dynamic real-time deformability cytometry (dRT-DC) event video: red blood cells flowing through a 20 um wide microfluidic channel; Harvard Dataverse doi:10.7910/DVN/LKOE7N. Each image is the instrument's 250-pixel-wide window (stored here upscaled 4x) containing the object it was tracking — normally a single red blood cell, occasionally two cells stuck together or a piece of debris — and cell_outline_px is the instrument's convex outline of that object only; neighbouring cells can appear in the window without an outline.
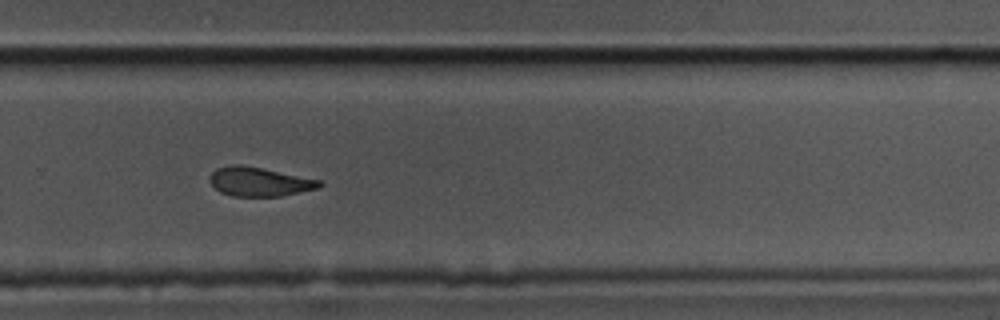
{"species": "common noctule bat (a hibernating species)", "species_latin": "Nyctalus noctula", "temperature_condition": "cold", "stored_images_in_passage": 11, "camera_frame_rate_fps": 3000, "um_per_image_px": 0.085, "animal": {"sex": "male", "body_mass_g": 17.5, "forearm_length_mm": 52.3}, "frame": {"image": 1, "passage_image": 10, "time_ms": 3.0, "image_size_px": [1000, 320], "cell_outline_px": [[324, 184], [320, 188], [280, 196], [232, 196], [220, 192], [208, 180], [212, 172], [216, 168], [232, 164], [240, 164], [324, 180]], "centroid_in_image_um": [22.08, 15.44], "position_along_channel_um": 307.7, "area_um2": 18.73}}
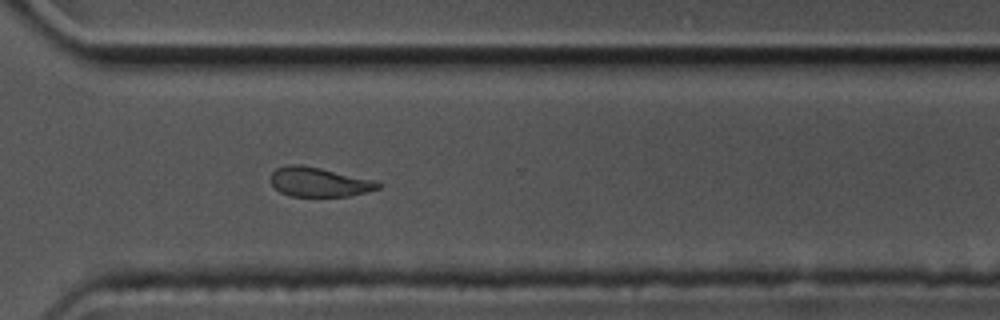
{"frame": {"image": 2, "passage_image": 11, "time_ms": 3.333, "image_size_px": [1000, 320], "cell_outline_px": [[380, 188], [348, 196], [288, 196], [280, 192], [272, 184], [268, 176], [276, 168], [284, 164], [304, 164], [376, 180], [380, 184]], "centroid_in_image_um": [27.06, 15.45], "position_along_channel_um": 343.5, "area_um2": 18.67}}